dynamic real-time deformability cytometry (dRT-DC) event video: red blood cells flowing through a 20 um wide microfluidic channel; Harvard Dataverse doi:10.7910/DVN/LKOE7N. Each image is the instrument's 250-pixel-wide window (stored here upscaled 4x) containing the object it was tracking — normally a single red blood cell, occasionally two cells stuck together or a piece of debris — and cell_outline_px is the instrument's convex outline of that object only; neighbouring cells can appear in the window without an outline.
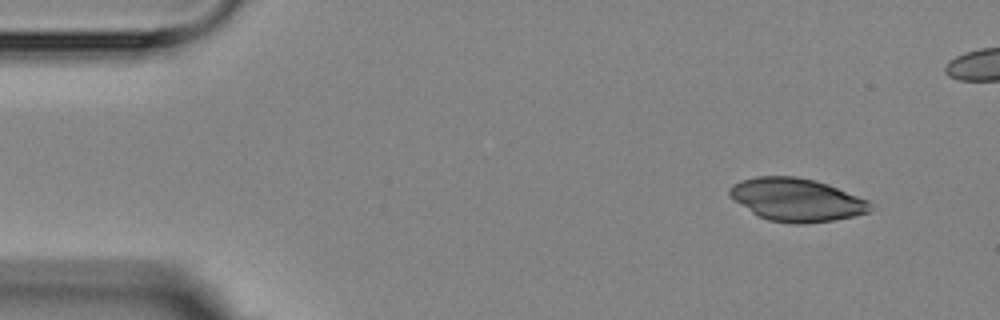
{"species": "Egyptian fruit bat (a non-hibernating species)", "species_latin": "Rousettus aegyptiacus", "temperature_condition": "room temperature", "stored_images_in_passage": 4, "camera_frame_rate_fps": 3000, "um_per_image_px": 0.085, "animal": {"sex": "female"}, "frame": {"image": 1, "passage_image": 1, "time_ms": 0.0, "image_size_px": [1000, 320], "cell_outline_px": [[872, 204], [868, 212], [852, 216], [832, 220], [804, 224], [792, 224], [768, 220], [752, 212], [736, 200], [728, 192], [728, 188], [732, 184], [740, 180], [756, 176], [796, 176], [816, 180], [828, 184], [868, 200]], "centroid_in_image_um": [67.7, 16.96], "position_along_channel_um": 17.3, "area_um2": 35.03}}